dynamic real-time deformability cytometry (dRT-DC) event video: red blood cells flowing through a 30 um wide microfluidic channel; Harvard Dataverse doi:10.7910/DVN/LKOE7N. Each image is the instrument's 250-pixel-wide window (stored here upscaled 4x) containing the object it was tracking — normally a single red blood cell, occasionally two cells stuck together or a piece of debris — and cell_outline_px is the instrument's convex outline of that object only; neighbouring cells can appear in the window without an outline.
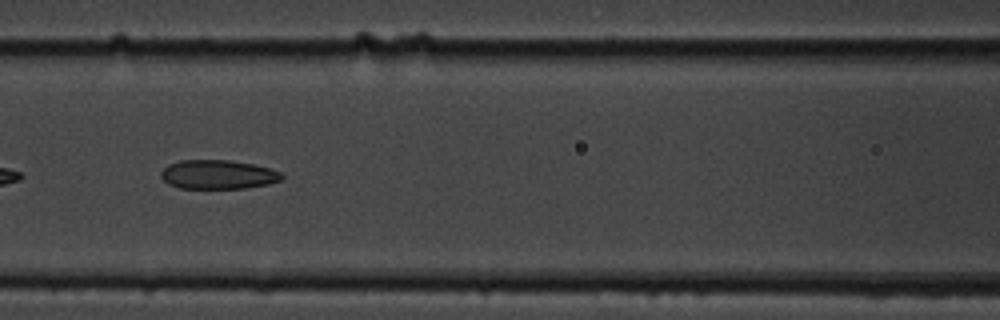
{"species": "common noctule bat (a hibernating species)", "species_latin": "Nyctalus noctula", "temperature_condition": "cold", "stored_images_in_passage": 7, "camera_frame_rate_fps": 3000, "um_per_image_px": 0.085, "animal": {"sex": "male", "body_mass_g": 19.5, "forearm_length_mm": 54.6}, "frame": {"image": 1, "passage_image": 7, "time_ms": 7.0, "image_size_px": [1000, 320], "cell_outline_px": [[284, 176], [280, 180], [268, 184], [244, 188], [180, 188], [168, 184], [160, 176], [160, 172], [168, 164], [180, 160], [228, 160], [252, 164], [268, 168], [280, 172]], "centroid_in_image_um": [18.49, 14.83], "position_along_channel_um": 148.1, "area_um2": 20.35}}